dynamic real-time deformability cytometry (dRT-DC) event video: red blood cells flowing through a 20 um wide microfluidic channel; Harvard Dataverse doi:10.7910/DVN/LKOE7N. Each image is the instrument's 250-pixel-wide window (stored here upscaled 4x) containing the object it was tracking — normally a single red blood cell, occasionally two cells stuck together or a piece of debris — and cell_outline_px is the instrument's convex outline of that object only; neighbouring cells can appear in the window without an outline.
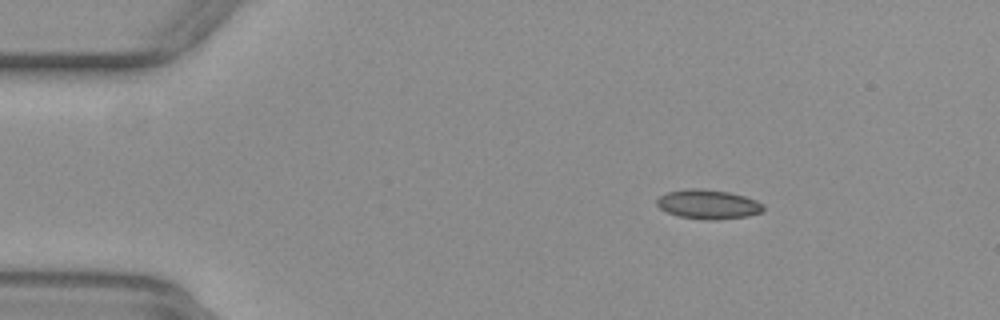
{"species": "common noctule bat (a hibernating species)", "species_latin": "Nyctalus noctula", "temperature_condition": "warm", "stored_images_in_passage": 53, "camera_frame_rate_fps": 3000, "um_per_image_px": 0.085, "animal": {"sex": "female", "body_mass_g": 29.2, "forearm_length_mm": 56.3}, "frame": {"image": 1, "passage_image": 8, "time_ms": 2.333, "image_size_px": [1000, 320], "cell_outline_px": [[764, 208], [760, 212], [748, 216], [716, 220], [704, 220], [680, 216], [668, 212], [660, 208], [656, 204], [656, 200], [660, 196], [668, 192], [684, 188], [700, 188], [728, 192], [744, 196], [756, 200], [764, 204]], "centroid_in_image_um": [60.19, 17.36], "position_along_channel_um": 24.8, "area_um2": 18.21}}
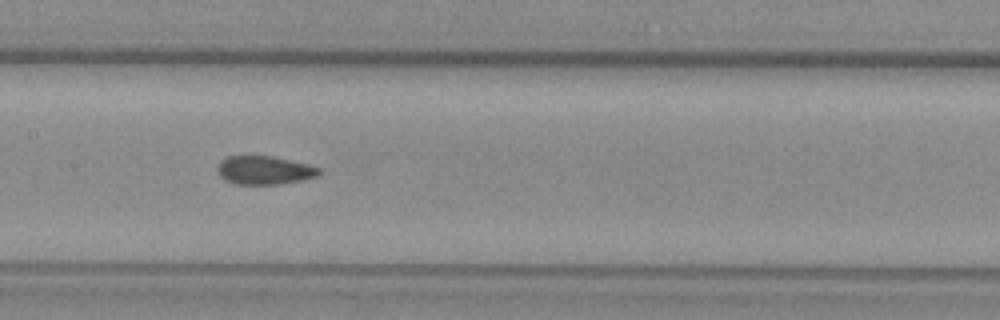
{"frame": {"image": 2, "passage_image": 26, "time_ms": 8.333, "image_size_px": [1000, 320], "cell_outline_px": [[320, 172], [316, 176], [300, 180], [280, 184], [236, 184], [224, 180], [220, 176], [216, 168], [220, 160], [228, 156], [272, 156], [308, 164], [320, 168]], "centroid_in_image_um": [22.42, 14.46], "position_along_channel_um": 185.0, "area_um2": 16.82}}
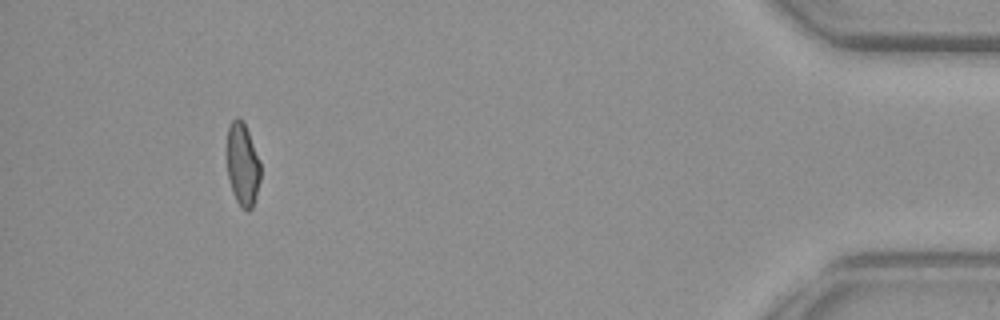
{"frame": {"image": 3, "passage_image": 49, "time_ms": 16.0, "image_size_px": [1000, 320], "cell_outline_px": [[260, 180], [256, 196], [252, 208], [248, 212], [240, 208], [236, 200], [228, 176], [228, 128], [232, 120], [236, 116], [244, 120], [260, 160]], "centroid_in_image_um": [20.64, 13.98], "position_along_channel_um": 414.6, "area_um2": 16.24}, "authors_computed_cell_mechanics": {"area_um2": 17.4556, "velocity_mm_per_s": 3.8999, "shape_relaxation_time_tau1_ms": null, "shape_relaxation_time_tau2_ms": 1.4951, "deformation_change_tau1": null, "deformation_change_tau2": 0.0449}}